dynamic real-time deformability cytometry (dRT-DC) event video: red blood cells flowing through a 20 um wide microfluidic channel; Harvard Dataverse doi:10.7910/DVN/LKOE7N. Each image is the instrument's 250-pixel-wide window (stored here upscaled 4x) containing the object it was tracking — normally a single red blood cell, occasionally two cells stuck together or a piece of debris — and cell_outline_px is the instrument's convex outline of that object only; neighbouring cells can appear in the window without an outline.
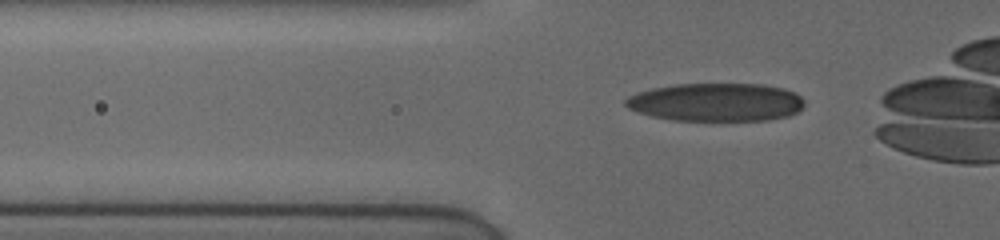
{"species": "human", "species_latin": "Homo sapiens", "temperature_condition": "cold", "stored_images_in_passage": 33, "camera_frame_rate_fps": 3000, "um_per_image_px": 0.085, "donor": {"sex": "female"}, "frame": {"image": 1, "passage_image": 7, "time_ms": 2.333, "image_size_px": [1000, 240], "cell_outline_px": [[804, 104], [796, 112], [788, 116], [768, 120], [672, 120], [652, 116], [636, 112], [628, 108], [624, 104], [624, 100], [628, 96], [636, 92], [652, 88], [676, 84], [764, 84], [784, 88], [800, 96], [804, 100]], "centroid_in_image_um": [60.83, 8.68], "position_along_channel_um": 65.0, "area_um2": 39.88}}
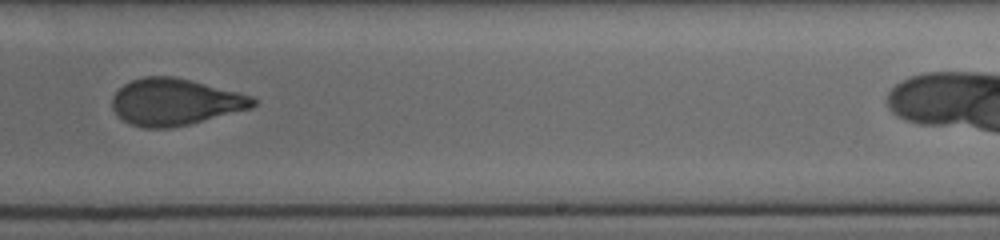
{"frame": {"image": 2, "passage_image": 21, "time_ms": 8.0, "image_size_px": [1000, 240], "cell_outline_px": [[256, 104], [252, 108], [172, 128], [144, 128], [132, 124], [124, 120], [112, 108], [112, 96], [124, 84], [132, 80], [144, 76], [172, 76], [252, 96], [256, 100]], "centroid_in_image_um": [14.86, 8.67], "position_along_channel_um": 274.1, "area_um2": 37.8}}
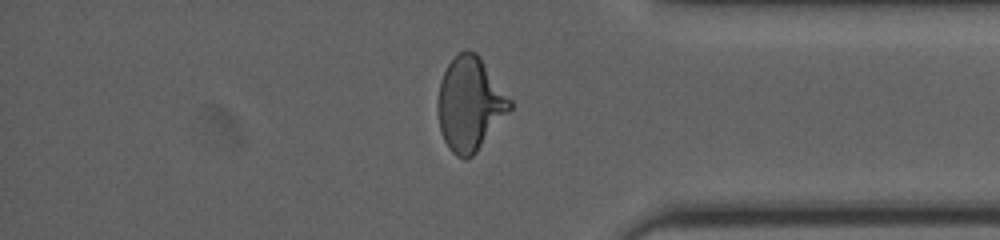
{"frame": {"image": 3, "passage_image": 30, "time_ms": 11.333, "image_size_px": [1000, 240], "cell_outline_px": [[512, 108], [476, 152], [472, 156], [456, 156], [448, 148], [444, 140], [440, 128], [436, 104], [440, 80], [448, 64], [460, 52], [468, 48], [476, 52], [480, 56], [512, 100]], "centroid_in_image_um": [39.93, 8.8], "position_along_channel_um": 395.3, "area_um2": 39.25}}